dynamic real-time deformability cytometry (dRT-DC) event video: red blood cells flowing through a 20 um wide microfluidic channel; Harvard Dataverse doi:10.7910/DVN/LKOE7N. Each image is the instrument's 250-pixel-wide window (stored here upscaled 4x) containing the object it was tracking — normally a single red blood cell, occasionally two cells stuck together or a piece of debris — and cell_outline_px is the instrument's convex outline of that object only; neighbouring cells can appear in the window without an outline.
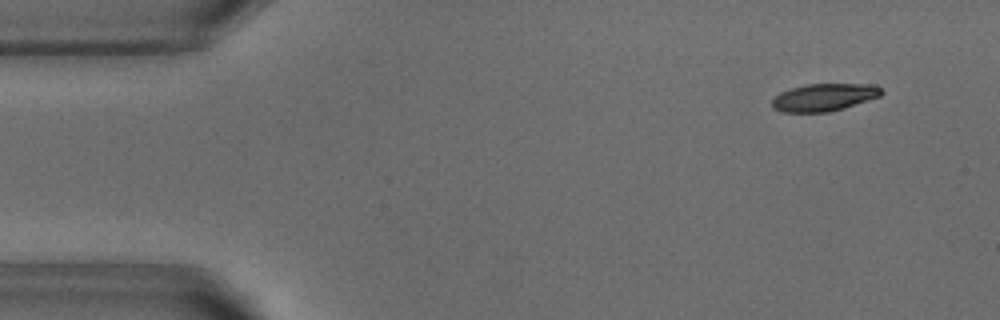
{"species": "common noctule bat (a hibernating species)", "species_latin": "Nyctalus noctula", "temperature_condition": "warm", "stored_images_in_passage": 52, "camera_frame_rate_fps": 3000, "um_per_image_px": 0.085, "animal": {"sex": "male", "body_mass_g": 18.8}, "frame": {"image": 1, "passage_image": 4, "time_ms": 1.0, "image_size_px": [1000, 320], "cell_outline_px": [[884, 92], [880, 96], [844, 108], [828, 112], [784, 112], [772, 108], [772, 100], [780, 92], [804, 84], [872, 84], [880, 88]], "centroid_in_image_um": [70.04, 8.27], "position_along_channel_um": 15.0, "area_um2": 17.46}}
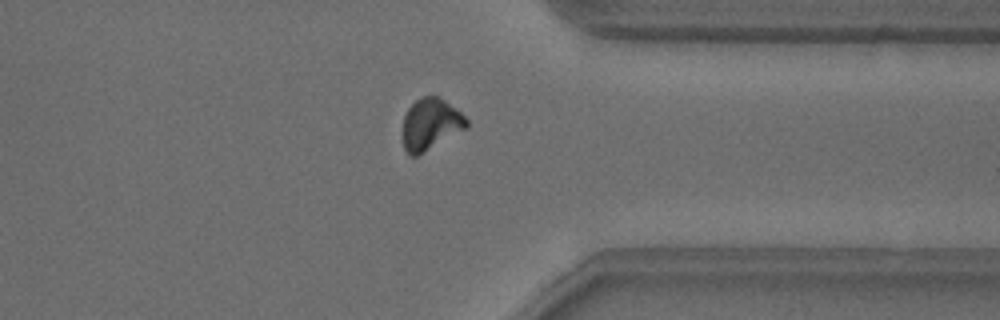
{"frame": {"image": 2, "passage_image": 40, "time_ms": 13.0, "image_size_px": [1000, 320], "cell_outline_px": [[468, 124], [464, 128], [416, 156], [408, 156], [404, 148], [404, 116], [408, 108], [420, 96], [436, 96], [444, 100], [456, 108], [468, 120]], "centroid_in_image_um": [36.57, 10.53], "position_along_channel_um": 374.8, "area_um2": 18.55}}
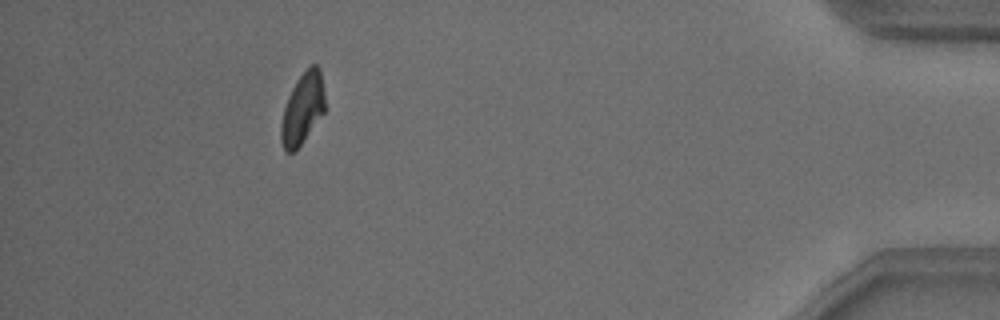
{"frame": {"image": 3, "passage_image": 47, "time_ms": 15.333, "image_size_px": [1000, 320], "cell_outline_px": [[324, 112], [300, 144], [292, 152], [288, 152], [284, 148], [280, 140], [280, 124], [284, 108], [288, 96], [296, 80], [312, 64], [316, 64], [320, 68], [324, 92]], "centroid_in_image_um": [25.7, 9.2], "position_along_channel_um": 409.5, "area_um2": 17.86}, "authors_computed_cell_mechanics": {"area_um2": 18.9584, "velocity_mm_per_s": 3.8242, "shape_relaxation_time_tau1_ms": 3.8248, "shape_relaxation_time_tau2_ms": 5.0301, "deformation_change_tau1": 0.1507, "deformation_change_tau2": 0.1132}}